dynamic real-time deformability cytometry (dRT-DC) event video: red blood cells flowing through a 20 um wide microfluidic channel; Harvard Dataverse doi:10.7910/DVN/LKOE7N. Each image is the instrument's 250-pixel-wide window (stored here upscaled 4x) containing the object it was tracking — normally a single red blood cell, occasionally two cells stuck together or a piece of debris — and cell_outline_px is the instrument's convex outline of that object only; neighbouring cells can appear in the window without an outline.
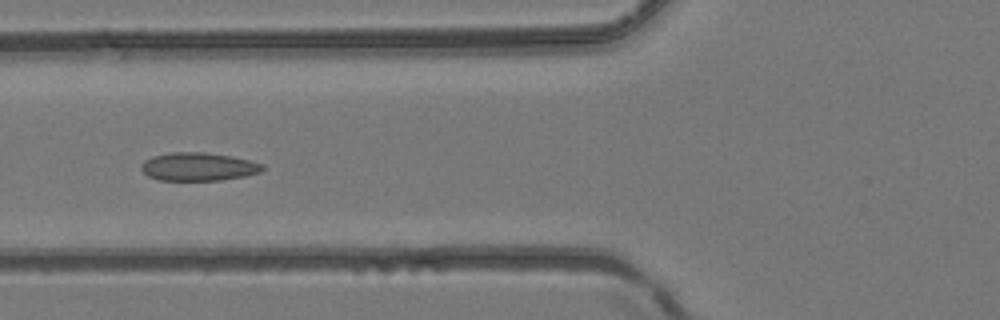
{"species": "common noctule bat (a hibernating species)", "species_latin": "Nyctalus noctula", "temperature_condition": "room temperature", "stored_images_in_passage": 6, "camera_frame_rate_fps": 3000, "um_per_image_px": 0.085, "animal": {"sex": "female", "body_mass_g": 24.6, "forearm_length_mm": 56.2}, "frame": {"image": 1, "passage_image": 6, "time_ms": 1.667, "image_size_px": [1000, 320], "cell_outline_px": [[264, 168], [260, 172], [244, 176], [220, 180], [160, 180], [148, 176], [140, 168], [140, 164], [144, 160], [152, 156], [172, 152], [204, 152], [232, 156], [264, 164]], "centroid_in_image_um": [16.84, 14.16], "position_along_channel_um": 109.0, "area_um2": 19.94}}